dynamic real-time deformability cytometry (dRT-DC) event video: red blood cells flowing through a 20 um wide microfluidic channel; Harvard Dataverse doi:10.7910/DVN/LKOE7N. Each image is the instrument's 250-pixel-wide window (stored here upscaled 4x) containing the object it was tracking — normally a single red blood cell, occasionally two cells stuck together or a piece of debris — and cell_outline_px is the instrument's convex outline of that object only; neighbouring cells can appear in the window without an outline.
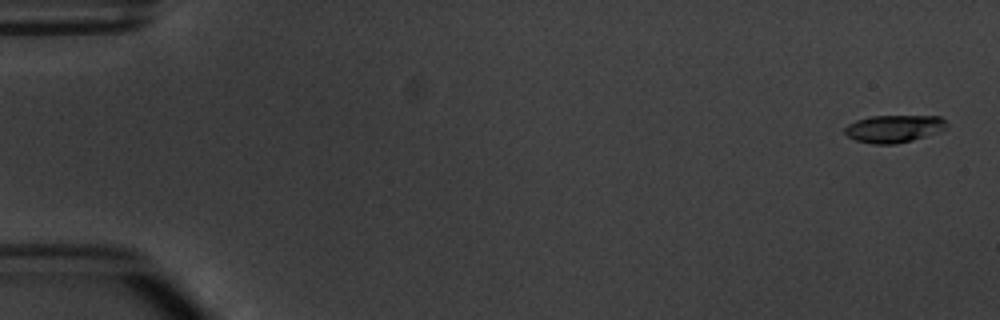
{"species": "common noctule bat (a hibernating species)", "species_latin": "Nyctalus noctula", "temperature_condition": "warm", "stored_images_in_passage": 6, "camera_frame_rate_fps": 3000, "um_per_image_px": 0.085, "animal": {"sex": "male", "body_mass_g": 20.1, "forearm_length_mm": 53.5}, "frame": {"image": 1, "passage_image": 1, "time_ms": 0.0, "image_size_px": [1000, 320], "cell_outline_px": [[948, 124], [940, 132], [912, 140], [896, 144], [872, 144], [856, 140], [848, 136], [844, 132], [844, 128], [848, 124], [856, 120], [872, 116], [940, 116]], "centroid_in_image_um": [75.98, 10.94], "position_along_channel_um": 9.0, "area_um2": 16.3}}
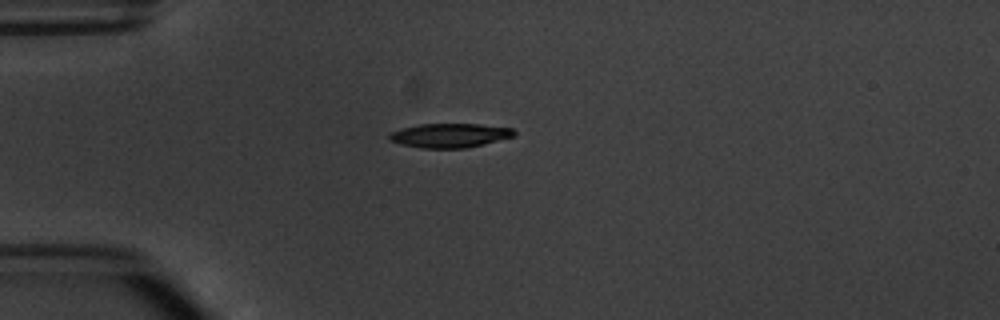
{"frame": {"image": 2, "passage_image": 4, "time_ms": 4.333, "image_size_px": [1000, 320], "cell_outline_px": [[516, 136], [468, 148], [420, 148], [400, 144], [388, 140], [388, 136], [392, 132], [404, 128], [420, 124], [480, 124], [512, 128], [516, 132]], "centroid_in_image_um": [38.26, 11.52], "position_along_channel_um": 46.7, "area_um2": 17.63}}
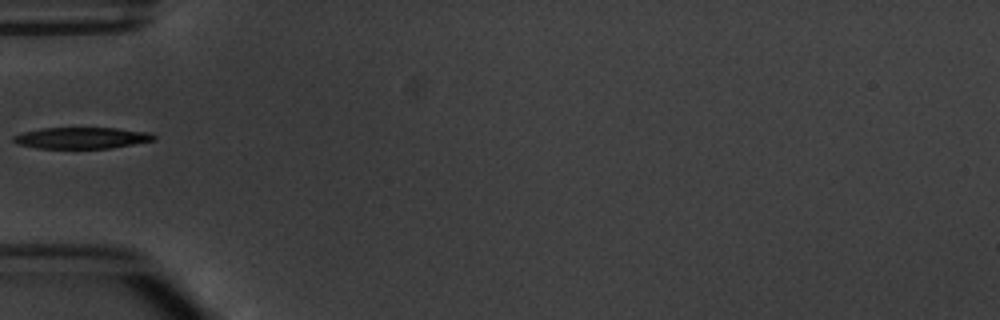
{"frame": {"image": 3, "passage_image": 5, "time_ms": 5.667, "image_size_px": [1000, 320], "cell_outline_px": [[156, 140], [112, 148], [36, 148], [16, 144], [12, 140], [12, 136], [24, 132], [40, 128], [116, 128], [152, 132], [156, 136]], "centroid_in_image_um": [6.96, 11.72], "position_along_channel_um": 78.0, "area_um2": 17.63}}